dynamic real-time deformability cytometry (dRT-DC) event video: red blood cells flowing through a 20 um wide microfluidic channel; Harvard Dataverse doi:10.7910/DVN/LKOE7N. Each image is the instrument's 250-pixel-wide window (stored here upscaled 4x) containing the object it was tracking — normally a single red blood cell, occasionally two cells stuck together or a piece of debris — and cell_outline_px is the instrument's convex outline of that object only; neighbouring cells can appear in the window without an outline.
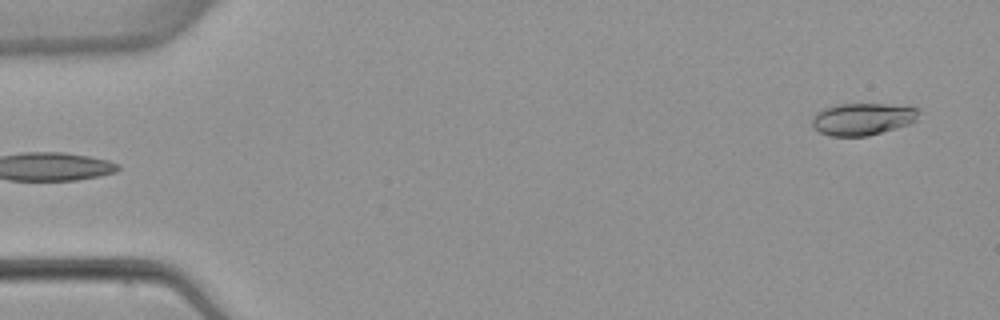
{"species": "common noctule bat (a hibernating species)", "species_latin": "Nyctalus noctula", "temperature_condition": "warm", "stored_images_in_passage": 3, "camera_frame_rate_fps": 3000, "um_per_image_px": 0.085, "animal": {"sex": "female", "body_mass_g": 22.7, "forearm_length_mm": 54.2}, "frame": {"image": 1, "passage_image": 3, "time_ms": 2.333, "image_size_px": [1000, 320], "cell_outline_px": [[920, 108], [916, 120], [908, 124], [896, 128], [868, 136], [832, 136], [820, 132], [812, 124], [812, 120], [816, 112], [824, 108], [840, 104], [884, 104]], "centroid_in_image_um": [73.32, 10.12], "position_along_channel_um": 11.7, "area_um2": 19.77}}